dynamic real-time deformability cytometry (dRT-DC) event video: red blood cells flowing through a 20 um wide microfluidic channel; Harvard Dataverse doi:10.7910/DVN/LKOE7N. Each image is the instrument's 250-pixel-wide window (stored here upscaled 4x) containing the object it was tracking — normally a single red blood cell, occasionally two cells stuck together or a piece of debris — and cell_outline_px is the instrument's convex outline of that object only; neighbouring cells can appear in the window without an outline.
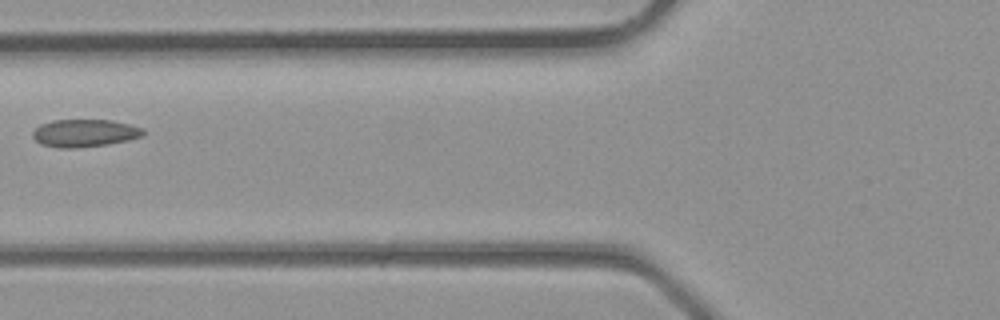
{"species": "common noctule bat (a hibernating species)", "species_latin": "Nyctalus noctula", "temperature_condition": "room temperature", "stored_images_in_passage": 2, "camera_frame_rate_fps": 3000, "um_per_image_px": 0.085, "animal": {"sex": "male", "body_mass_g": 23.1, "forearm_length_mm": 52.7}, "frame": {"image": 1, "passage_image": 2, "time_ms": 0.333, "image_size_px": [1000, 320], "cell_outline_px": [[144, 136], [128, 140], [108, 144], [76, 148], [60, 148], [40, 144], [32, 136], [32, 132], [40, 124], [52, 120], [112, 120], [144, 128]], "centroid_in_image_um": [7.19, 11.31], "position_along_channel_um": 118.6, "area_um2": 17.86}}